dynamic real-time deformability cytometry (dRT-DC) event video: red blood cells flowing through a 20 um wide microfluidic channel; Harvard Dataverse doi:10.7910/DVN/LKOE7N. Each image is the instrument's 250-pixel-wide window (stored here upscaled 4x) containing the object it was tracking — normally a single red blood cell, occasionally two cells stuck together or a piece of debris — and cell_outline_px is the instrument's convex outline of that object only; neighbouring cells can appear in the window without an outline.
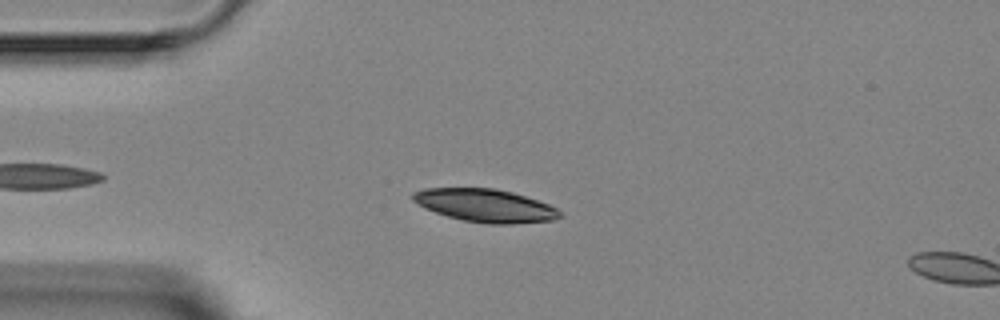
{"species": "Egyptian fruit bat (a non-hibernating species)", "species_latin": "Rousettus aegyptiacus", "temperature_condition": "room temperature", "stored_images_in_passage": 4, "camera_frame_rate_fps": 3000, "um_per_image_px": 0.085, "animal": {"sex": "female"}, "frame": {"image": 1, "passage_image": 3, "time_ms": 2.333, "image_size_px": [1000, 320], "cell_outline_px": [[564, 216], [552, 220], [512, 224], [488, 224], [464, 220], [448, 216], [424, 208], [412, 200], [412, 192], [424, 188], [496, 188], [512, 192], [548, 204], [564, 212]], "centroid_in_image_um": [41.26, 17.47], "position_along_channel_um": 43.7, "area_um2": 28.26}}